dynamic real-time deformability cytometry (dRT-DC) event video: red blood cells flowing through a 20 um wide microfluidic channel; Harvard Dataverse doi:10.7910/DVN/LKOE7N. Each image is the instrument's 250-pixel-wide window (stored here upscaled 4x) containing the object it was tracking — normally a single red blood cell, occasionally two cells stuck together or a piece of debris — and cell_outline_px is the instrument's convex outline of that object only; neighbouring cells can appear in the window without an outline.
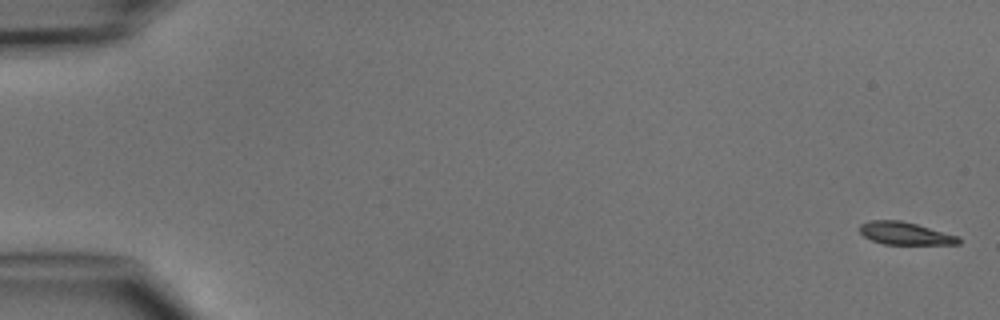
{"species": "common noctule bat (a hibernating species)", "species_latin": "Nyctalus noctula", "temperature_condition": "cold", "stored_images_in_passage": 4, "camera_frame_rate_fps": 3000, "um_per_image_px": 0.085, "animal": {"sex": "male", "body_mass_g": 15.6}, "frame": {"image": 1, "passage_image": 1, "time_ms": 0.0, "image_size_px": [1000, 320], "cell_outline_px": [[960, 244], [884, 244], [872, 240], [864, 236], [860, 232], [860, 224], [872, 220], [900, 220], [916, 224], [960, 236]], "centroid_in_image_um": [76.95, 19.84], "position_along_channel_um": 8.0, "area_um2": 12.95}}
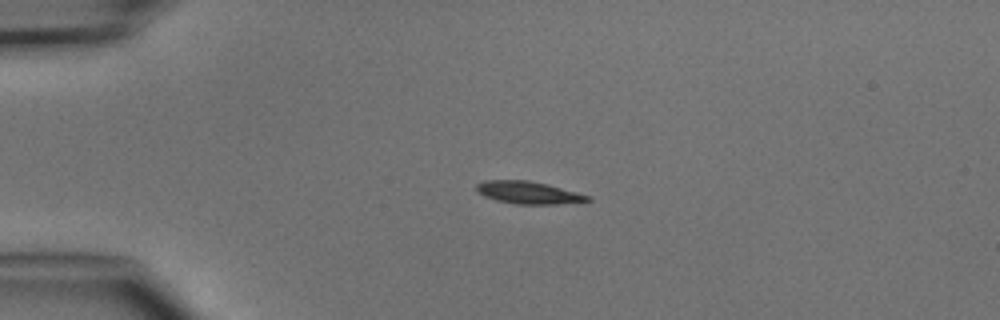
{"frame": {"image": 2, "passage_image": 4, "time_ms": 3.667, "image_size_px": [1000, 320], "cell_outline_px": [[592, 200], [556, 204], [516, 204], [496, 200], [484, 196], [476, 192], [476, 184], [484, 180], [528, 180], [592, 196]], "centroid_in_image_um": [44.86, 16.37], "position_along_channel_um": 40.1, "area_um2": 14.39}}